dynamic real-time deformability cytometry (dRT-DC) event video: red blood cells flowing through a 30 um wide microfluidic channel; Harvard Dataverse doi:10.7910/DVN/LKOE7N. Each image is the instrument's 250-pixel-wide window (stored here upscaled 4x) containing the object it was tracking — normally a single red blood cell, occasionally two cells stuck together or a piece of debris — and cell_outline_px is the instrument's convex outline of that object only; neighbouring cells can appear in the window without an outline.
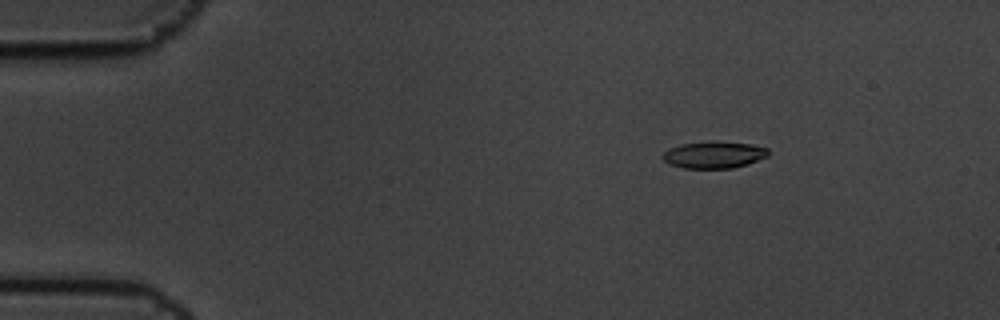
{"species": "common noctule bat (a hibernating species)", "species_latin": "Nyctalus noctula", "temperature_condition": "cold", "stored_images_in_passage": 4, "camera_frame_rate_fps": 3000, "um_per_image_px": 0.085, "animal": {"sex": "male", "body_mass_g": 19.5, "forearm_length_mm": 54.6}, "frame": {"image": 1, "passage_image": 2, "time_ms": 0.333, "image_size_px": [1000, 320], "cell_outline_px": [[768, 156], [748, 164], [732, 168], [684, 168], [668, 164], [660, 156], [664, 152], [680, 144], [708, 140], [716, 140], [752, 144], [768, 148]], "centroid_in_image_um": [60.68, 13.14], "position_along_channel_um": 24.3, "area_um2": 16.82}}
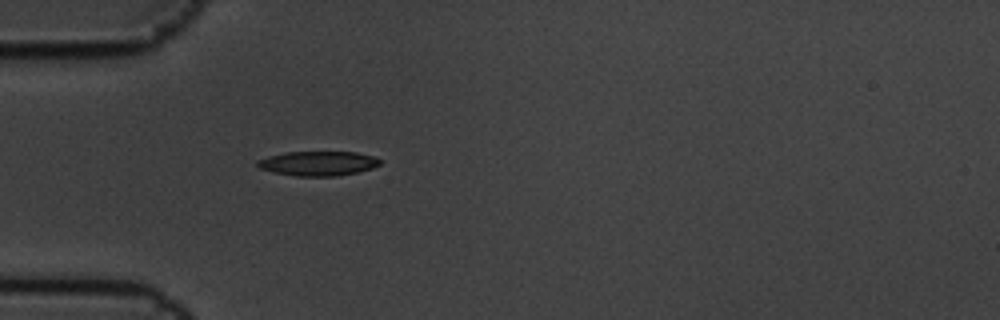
{"frame": {"image": 2, "passage_image": 4, "time_ms": 1.0, "image_size_px": [1000, 320], "cell_outline_px": [[380, 164], [372, 168], [356, 172], [336, 176], [296, 176], [276, 172], [260, 168], [256, 164], [256, 160], [268, 156], [284, 152], [356, 152], [376, 156], [380, 160]], "centroid_in_image_um": [27.04, 13.88], "position_along_channel_um": 58.0, "area_um2": 17.46}}